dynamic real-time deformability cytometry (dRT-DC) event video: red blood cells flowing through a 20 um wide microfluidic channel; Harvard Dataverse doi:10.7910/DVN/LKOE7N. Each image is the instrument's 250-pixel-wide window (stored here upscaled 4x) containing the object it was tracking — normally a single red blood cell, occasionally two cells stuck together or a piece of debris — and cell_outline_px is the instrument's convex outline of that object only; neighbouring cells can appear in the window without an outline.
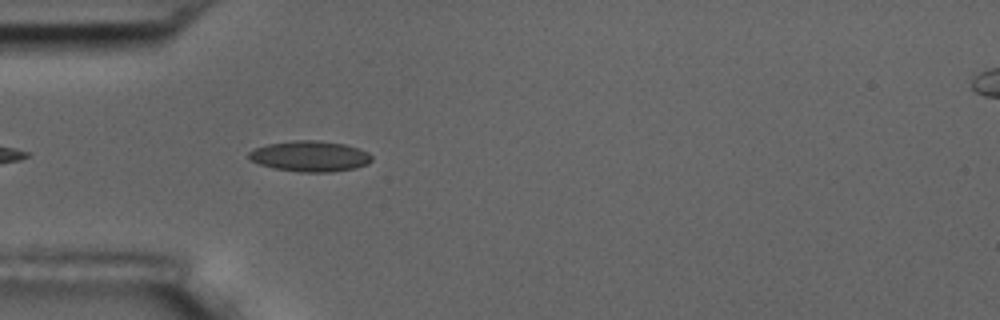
{"species": "common noctule bat (a hibernating species)", "species_latin": "Nyctalus noctula", "temperature_condition": "room temperature", "stored_images_in_passage": 27, "camera_frame_rate_fps": 3000, "um_per_image_px": 0.085, "animal": {"sex": "male", "body_mass_g": 17.5, "forearm_length_mm": 52.3}, "frame": {"image": 1, "passage_image": 4, "time_ms": 1.0, "image_size_px": [1000, 320], "cell_outline_px": [[372, 160], [368, 164], [356, 168], [332, 172], [300, 172], [276, 168], [260, 164], [252, 160], [248, 156], [248, 152], [256, 148], [268, 144], [292, 140], [320, 140], [344, 144], [368, 152], [372, 156]], "centroid_in_image_um": [26.38, 13.28], "position_along_channel_um": 58.6, "area_um2": 21.91}}
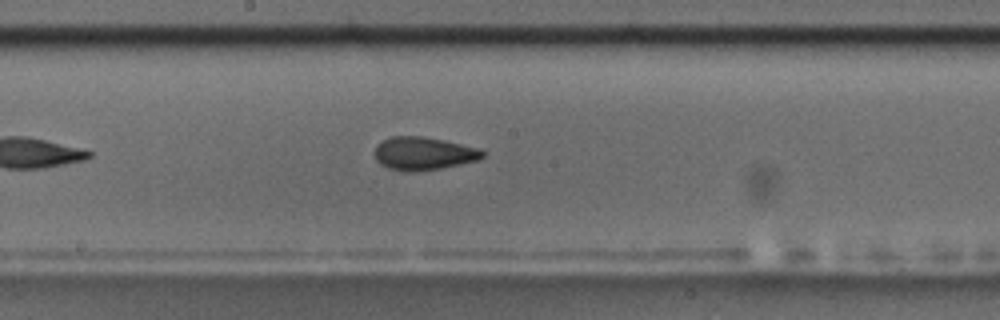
{"frame": {"image": 2, "passage_image": 17, "time_ms": 5.333, "image_size_px": [1000, 320], "cell_outline_px": [[484, 156], [476, 160], [460, 164], [440, 168], [412, 172], [404, 172], [388, 168], [380, 164], [376, 160], [376, 144], [392, 136], [420, 136], [444, 140], [476, 148], [484, 152]], "centroid_in_image_um": [35.95, 13.05], "position_along_channel_um": 212.2, "area_um2": 20.52}}
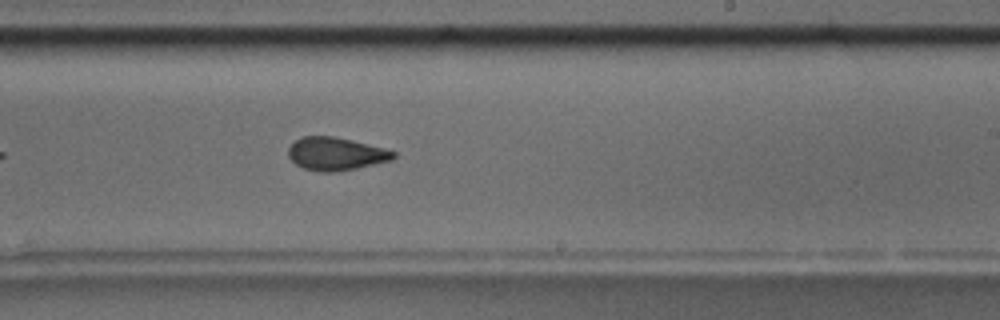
{"frame": {"image": 3, "passage_image": 21, "time_ms": 6.667, "image_size_px": [1000, 320], "cell_outline_px": [[396, 156], [392, 160], [356, 168], [336, 172], [324, 172], [304, 168], [296, 164], [288, 156], [288, 148], [300, 136], [332, 136], [352, 140], [384, 148], [396, 152]], "centroid_in_image_um": [28.55, 13.07], "position_along_channel_um": 260.5, "area_um2": 20.11}}